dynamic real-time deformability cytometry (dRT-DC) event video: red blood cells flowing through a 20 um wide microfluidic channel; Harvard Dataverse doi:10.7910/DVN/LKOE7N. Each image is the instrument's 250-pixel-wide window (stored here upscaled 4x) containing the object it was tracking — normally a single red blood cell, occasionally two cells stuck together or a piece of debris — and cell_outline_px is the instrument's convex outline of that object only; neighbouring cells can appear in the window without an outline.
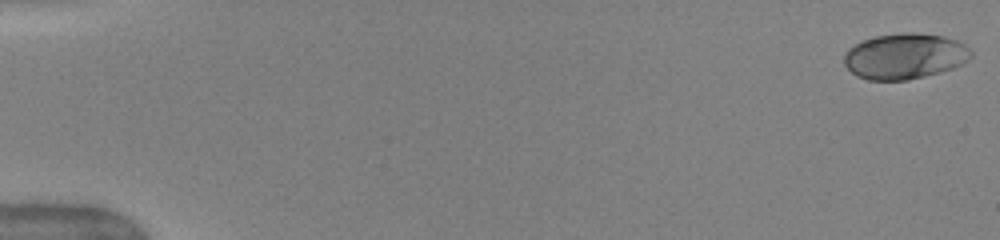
{"species": "human", "species_latin": "Homo sapiens", "temperature_condition": "warm", "stored_images_in_passage": 51, "camera_frame_rate_fps": 3000, "um_per_image_px": 0.085, "donor": {"sex": "female"}, "frame": {"image": 1, "passage_image": 1, "time_ms": 0.0, "image_size_px": [1000, 240], "cell_outline_px": [[972, 56], [968, 60], [952, 68], [940, 72], [908, 80], [868, 80], [856, 76], [844, 64], [844, 52], [848, 48], [864, 40], [876, 36], [908, 32], [916, 32], [944, 36], [956, 40], [964, 44], [972, 52]], "centroid_in_image_um": [76.89, 4.77], "position_along_channel_um": 8.1, "area_um2": 33.76}}
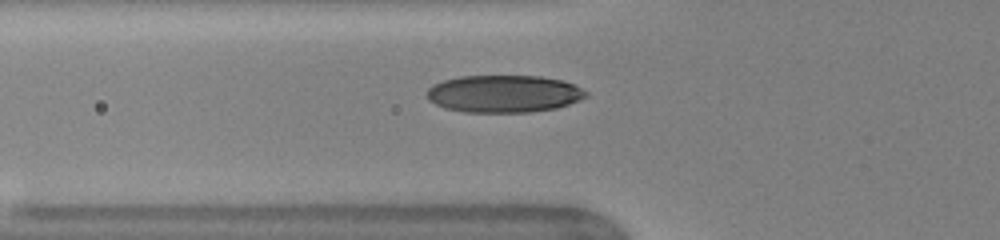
{"frame": {"image": 2, "passage_image": 19, "time_ms": 6.0, "image_size_px": [1000, 240], "cell_outline_px": [[588, 96], [580, 100], [556, 108], [532, 112], [464, 112], [444, 108], [428, 100], [428, 88], [432, 84], [444, 80], [460, 76], [540, 76], [560, 80], [572, 84], [588, 92]], "centroid_in_image_um": [42.81, 7.97], "position_along_channel_um": 83.0, "area_um2": 34.62}}
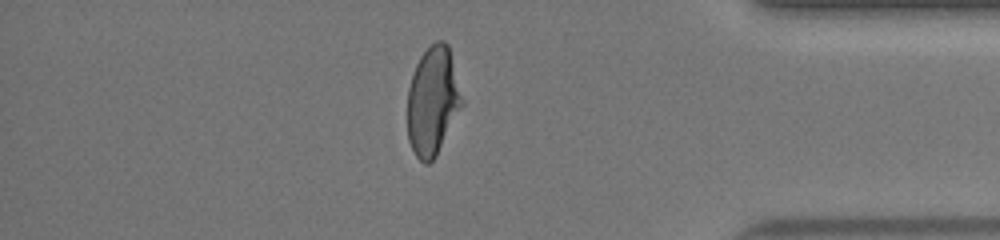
{"frame": {"image": 3, "passage_image": 44, "time_ms": 14.333, "image_size_px": [1000, 240], "cell_outline_px": [[464, 104], [436, 156], [428, 164], [424, 164], [416, 156], [408, 140], [408, 88], [416, 64], [420, 56], [436, 40], [444, 40], [448, 44], [464, 100]], "centroid_in_image_um": [36.8, 8.59], "position_along_channel_um": 398.4, "area_um2": 34.56}, "authors_computed_cell_mechanics": {"area_um2": 34.102, "velocity_mm_per_s": 4.0492, "shape_relaxation_time_tau1_ms": 3.8136, "shape_relaxation_time_tau2_ms": null, "deformation_change_tau1": 0.1724, "deformation_change_tau2": null}}